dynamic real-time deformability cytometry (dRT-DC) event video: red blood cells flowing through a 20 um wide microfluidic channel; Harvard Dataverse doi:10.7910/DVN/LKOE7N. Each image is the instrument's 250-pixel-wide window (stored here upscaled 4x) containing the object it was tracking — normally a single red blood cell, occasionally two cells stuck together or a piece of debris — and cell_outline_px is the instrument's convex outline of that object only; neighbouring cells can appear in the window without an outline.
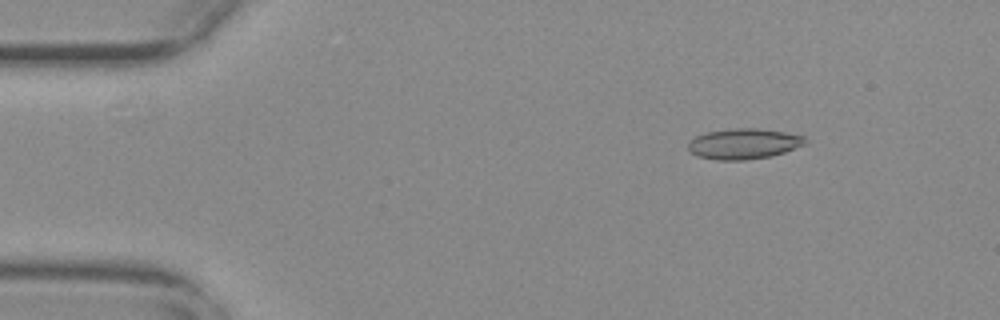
{"species": "common noctule bat (a hibernating species)", "species_latin": "Nyctalus noctula", "temperature_condition": "warm", "stored_images_in_passage": 53, "camera_frame_rate_fps": 3000, "um_per_image_px": 0.085, "animal": {"sex": "female", "body_mass_g": 29.2, "forearm_length_mm": 56.3}, "frame": {"image": 1, "passage_image": 6, "time_ms": 1.667, "image_size_px": [1000, 320], "cell_outline_px": [[808, 140], [804, 144], [784, 152], [772, 156], [744, 160], [716, 160], [696, 156], [688, 152], [688, 144], [696, 136], [708, 132], [736, 128], [756, 128], [784, 132], [804, 136]], "centroid_in_image_um": [63.2, 12.23], "position_along_channel_um": 21.8, "area_um2": 20.75}}
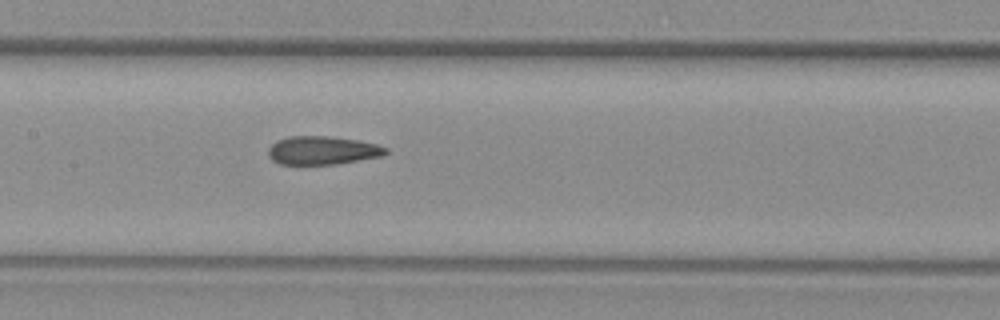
{"frame": {"image": 2, "passage_image": 25, "time_ms": 8.0, "image_size_px": [1000, 320], "cell_outline_px": [[388, 152], [384, 156], [336, 164], [280, 164], [272, 160], [268, 156], [268, 148], [276, 140], [288, 136], [328, 136], [360, 140], [376, 144], [388, 148]], "centroid_in_image_um": [27.42, 12.78], "position_along_channel_um": 180.0, "area_um2": 19.65}}
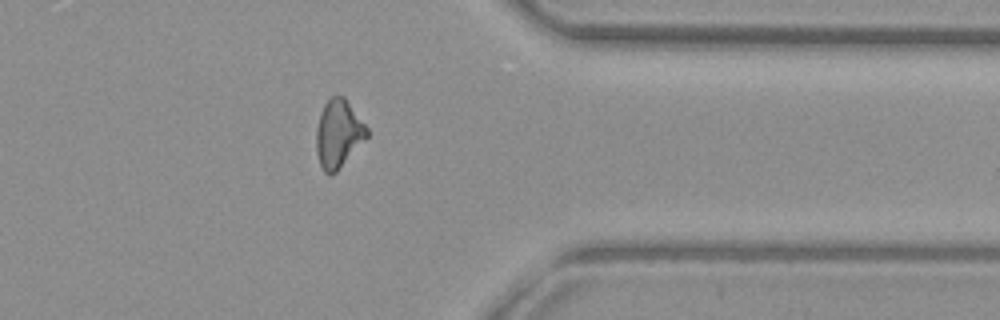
{"frame": {"image": 3, "passage_image": 42, "time_ms": 13.667, "image_size_px": [1000, 320], "cell_outline_px": [[368, 136], [336, 172], [332, 176], [328, 176], [324, 172], [320, 164], [316, 152], [316, 128], [320, 112], [324, 104], [332, 96], [344, 96], [368, 128]], "centroid_in_image_um": [28.74, 11.38], "position_along_channel_um": 382.7, "area_um2": 20.06}, "authors_computed_cell_mechanics": {"area_um2": 19.8832, "velocity_mm_per_s": 3.8024, "shape_relaxation_time_tau1_ms": null, "shape_relaxation_time_tau2_ms": 2.6914, "deformation_change_tau1": null, "deformation_change_tau2": 0.1123}}